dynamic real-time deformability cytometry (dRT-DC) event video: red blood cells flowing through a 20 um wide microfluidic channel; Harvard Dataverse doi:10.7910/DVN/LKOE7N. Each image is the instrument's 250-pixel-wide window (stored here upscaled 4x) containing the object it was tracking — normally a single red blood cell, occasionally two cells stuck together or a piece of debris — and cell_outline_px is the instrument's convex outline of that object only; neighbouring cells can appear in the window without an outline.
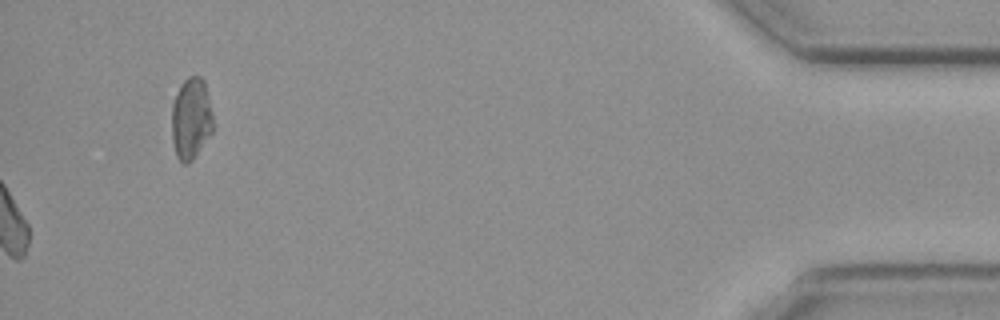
{"species": "common noctule bat (a hibernating species)", "species_latin": "Nyctalus noctula", "temperature_condition": "cold", "stored_images_in_passage": 45, "camera_frame_rate_fps": 3000, "um_per_image_px": 0.085, "animal": {"sex": "female", "body_mass_g": 19.3, "forearm_length_mm": 54.1}, "frame": {"image": 1, "passage_image": 45, "time_ms": 14.667, "image_size_px": [1000, 320], "cell_outline_px": [[212, 132], [192, 160], [188, 164], [184, 164], [176, 156], [172, 140], [172, 104], [180, 84], [188, 76], [200, 76], [204, 80], [212, 112]], "centroid_in_image_um": [16.23, 10.07], "position_along_channel_um": 419.0, "area_um2": 19.59}}